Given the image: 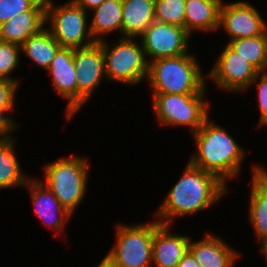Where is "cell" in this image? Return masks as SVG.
Segmentation results:
<instances>
[{
	"label": "cell",
	"instance_id": "obj_34",
	"mask_svg": "<svg viewBox=\"0 0 267 267\" xmlns=\"http://www.w3.org/2000/svg\"><path fill=\"white\" fill-rule=\"evenodd\" d=\"M261 251L263 252L264 254V257H265V263H266V266H267V247H264V248H260Z\"/></svg>",
	"mask_w": 267,
	"mask_h": 267
},
{
	"label": "cell",
	"instance_id": "obj_19",
	"mask_svg": "<svg viewBox=\"0 0 267 267\" xmlns=\"http://www.w3.org/2000/svg\"><path fill=\"white\" fill-rule=\"evenodd\" d=\"M222 2L223 0H185L186 31L191 36L194 31H218Z\"/></svg>",
	"mask_w": 267,
	"mask_h": 267
},
{
	"label": "cell",
	"instance_id": "obj_10",
	"mask_svg": "<svg viewBox=\"0 0 267 267\" xmlns=\"http://www.w3.org/2000/svg\"><path fill=\"white\" fill-rule=\"evenodd\" d=\"M207 78L220 90L229 92H246L251 88L258 70L237 54L227 43L218 55Z\"/></svg>",
	"mask_w": 267,
	"mask_h": 267
},
{
	"label": "cell",
	"instance_id": "obj_15",
	"mask_svg": "<svg viewBox=\"0 0 267 267\" xmlns=\"http://www.w3.org/2000/svg\"><path fill=\"white\" fill-rule=\"evenodd\" d=\"M46 0H39L30 10L20 12L0 24V41L22 45L45 28Z\"/></svg>",
	"mask_w": 267,
	"mask_h": 267
},
{
	"label": "cell",
	"instance_id": "obj_8",
	"mask_svg": "<svg viewBox=\"0 0 267 267\" xmlns=\"http://www.w3.org/2000/svg\"><path fill=\"white\" fill-rule=\"evenodd\" d=\"M87 17V11L73 0L59 6L46 0V27L61 47L75 49L95 43Z\"/></svg>",
	"mask_w": 267,
	"mask_h": 267
},
{
	"label": "cell",
	"instance_id": "obj_29",
	"mask_svg": "<svg viewBox=\"0 0 267 267\" xmlns=\"http://www.w3.org/2000/svg\"><path fill=\"white\" fill-rule=\"evenodd\" d=\"M19 85L11 80L0 78V110L14 111Z\"/></svg>",
	"mask_w": 267,
	"mask_h": 267
},
{
	"label": "cell",
	"instance_id": "obj_21",
	"mask_svg": "<svg viewBox=\"0 0 267 267\" xmlns=\"http://www.w3.org/2000/svg\"><path fill=\"white\" fill-rule=\"evenodd\" d=\"M123 0H105L92 9V20L89 21L91 35L95 42L106 39V35L115 31L121 34Z\"/></svg>",
	"mask_w": 267,
	"mask_h": 267
},
{
	"label": "cell",
	"instance_id": "obj_9",
	"mask_svg": "<svg viewBox=\"0 0 267 267\" xmlns=\"http://www.w3.org/2000/svg\"><path fill=\"white\" fill-rule=\"evenodd\" d=\"M190 38L184 27L156 20L140 36L148 64L157 59L188 53Z\"/></svg>",
	"mask_w": 267,
	"mask_h": 267
},
{
	"label": "cell",
	"instance_id": "obj_18",
	"mask_svg": "<svg viewBox=\"0 0 267 267\" xmlns=\"http://www.w3.org/2000/svg\"><path fill=\"white\" fill-rule=\"evenodd\" d=\"M189 251L194 255L202 267H234L236 259L240 256L223 239L206 233L204 238L196 241L190 239Z\"/></svg>",
	"mask_w": 267,
	"mask_h": 267
},
{
	"label": "cell",
	"instance_id": "obj_13",
	"mask_svg": "<svg viewBox=\"0 0 267 267\" xmlns=\"http://www.w3.org/2000/svg\"><path fill=\"white\" fill-rule=\"evenodd\" d=\"M73 48L61 47L47 69L55 92L67 100V120L77 113V79Z\"/></svg>",
	"mask_w": 267,
	"mask_h": 267
},
{
	"label": "cell",
	"instance_id": "obj_32",
	"mask_svg": "<svg viewBox=\"0 0 267 267\" xmlns=\"http://www.w3.org/2000/svg\"><path fill=\"white\" fill-rule=\"evenodd\" d=\"M77 5L81 6L86 11H91L99 6L105 0H73Z\"/></svg>",
	"mask_w": 267,
	"mask_h": 267
},
{
	"label": "cell",
	"instance_id": "obj_22",
	"mask_svg": "<svg viewBox=\"0 0 267 267\" xmlns=\"http://www.w3.org/2000/svg\"><path fill=\"white\" fill-rule=\"evenodd\" d=\"M15 138L0 140V189L23 187L29 177L22 172L20 161L15 153Z\"/></svg>",
	"mask_w": 267,
	"mask_h": 267
},
{
	"label": "cell",
	"instance_id": "obj_12",
	"mask_svg": "<svg viewBox=\"0 0 267 267\" xmlns=\"http://www.w3.org/2000/svg\"><path fill=\"white\" fill-rule=\"evenodd\" d=\"M220 28H224L227 36H230V41L263 35L267 31V22L262 18L259 10L246 0L230 3L223 1L220 7Z\"/></svg>",
	"mask_w": 267,
	"mask_h": 267
},
{
	"label": "cell",
	"instance_id": "obj_24",
	"mask_svg": "<svg viewBox=\"0 0 267 267\" xmlns=\"http://www.w3.org/2000/svg\"><path fill=\"white\" fill-rule=\"evenodd\" d=\"M227 44L259 72L267 70V31L255 37L233 39Z\"/></svg>",
	"mask_w": 267,
	"mask_h": 267
},
{
	"label": "cell",
	"instance_id": "obj_6",
	"mask_svg": "<svg viewBox=\"0 0 267 267\" xmlns=\"http://www.w3.org/2000/svg\"><path fill=\"white\" fill-rule=\"evenodd\" d=\"M207 86L196 94H153L152 108L160 125L189 127L194 134L209 118Z\"/></svg>",
	"mask_w": 267,
	"mask_h": 267
},
{
	"label": "cell",
	"instance_id": "obj_28",
	"mask_svg": "<svg viewBox=\"0 0 267 267\" xmlns=\"http://www.w3.org/2000/svg\"><path fill=\"white\" fill-rule=\"evenodd\" d=\"M39 0H0V24L16 14L30 10Z\"/></svg>",
	"mask_w": 267,
	"mask_h": 267
},
{
	"label": "cell",
	"instance_id": "obj_14",
	"mask_svg": "<svg viewBox=\"0 0 267 267\" xmlns=\"http://www.w3.org/2000/svg\"><path fill=\"white\" fill-rule=\"evenodd\" d=\"M29 178L26 190H29L32 206L35 207V215L42 221L43 225L52 228L58 236L65 234L64 226L73 216L69 213L53 192L40 179ZM37 180V181H36Z\"/></svg>",
	"mask_w": 267,
	"mask_h": 267
},
{
	"label": "cell",
	"instance_id": "obj_2",
	"mask_svg": "<svg viewBox=\"0 0 267 267\" xmlns=\"http://www.w3.org/2000/svg\"><path fill=\"white\" fill-rule=\"evenodd\" d=\"M192 136L196 150L189 161L193 165L216 175L226 185L239 178L246 152L225 128L208 118Z\"/></svg>",
	"mask_w": 267,
	"mask_h": 267
},
{
	"label": "cell",
	"instance_id": "obj_27",
	"mask_svg": "<svg viewBox=\"0 0 267 267\" xmlns=\"http://www.w3.org/2000/svg\"><path fill=\"white\" fill-rule=\"evenodd\" d=\"M255 83L257 87L258 109L260 110L257 128L260 129L262 126H267V70L258 72L256 78L251 83V87Z\"/></svg>",
	"mask_w": 267,
	"mask_h": 267
},
{
	"label": "cell",
	"instance_id": "obj_11",
	"mask_svg": "<svg viewBox=\"0 0 267 267\" xmlns=\"http://www.w3.org/2000/svg\"><path fill=\"white\" fill-rule=\"evenodd\" d=\"M77 79V113L88 102L94 91L106 80L102 45L75 48L73 53Z\"/></svg>",
	"mask_w": 267,
	"mask_h": 267
},
{
	"label": "cell",
	"instance_id": "obj_25",
	"mask_svg": "<svg viewBox=\"0 0 267 267\" xmlns=\"http://www.w3.org/2000/svg\"><path fill=\"white\" fill-rule=\"evenodd\" d=\"M154 19L185 28V0H155Z\"/></svg>",
	"mask_w": 267,
	"mask_h": 267
},
{
	"label": "cell",
	"instance_id": "obj_5",
	"mask_svg": "<svg viewBox=\"0 0 267 267\" xmlns=\"http://www.w3.org/2000/svg\"><path fill=\"white\" fill-rule=\"evenodd\" d=\"M102 45L107 80L135 86L148 77V62L140 38L120 37ZM114 44V45H113ZM111 45V46H110Z\"/></svg>",
	"mask_w": 267,
	"mask_h": 267
},
{
	"label": "cell",
	"instance_id": "obj_20",
	"mask_svg": "<svg viewBox=\"0 0 267 267\" xmlns=\"http://www.w3.org/2000/svg\"><path fill=\"white\" fill-rule=\"evenodd\" d=\"M155 0H123L120 37L139 38L155 21Z\"/></svg>",
	"mask_w": 267,
	"mask_h": 267
},
{
	"label": "cell",
	"instance_id": "obj_17",
	"mask_svg": "<svg viewBox=\"0 0 267 267\" xmlns=\"http://www.w3.org/2000/svg\"><path fill=\"white\" fill-rule=\"evenodd\" d=\"M252 180L249 199V222L261 245L267 247V169L252 165Z\"/></svg>",
	"mask_w": 267,
	"mask_h": 267
},
{
	"label": "cell",
	"instance_id": "obj_1",
	"mask_svg": "<svg viewBox=\"0 0 267 267\" xmlns=\"http://www.w3.org/2000/svg\"><path fill=\"white\" fill-rule=\"evenodd\" d=\"M228 191V186L216 175L203 171L188 160L183 174L154 213L155 218L161 224L171 225L177 217L211 208Z\"/></svg>",
	"mask_w": 267,
	"mask_h": 267
},
{
	"label": "cell",
	"instance_id": "obj_7",
	"mask_svg": "<svg viewBox=\"0 0 267 267\" xmlns=\"http://www.w3.org/2000/svg\"><path fill=\"white\" fill-rule=\"evenodd\" d=\"M138 224H117L116 242L104 257L113 267L152 266L155 221Z\"/></svg>",
	"mask_w": 267,
	"mask_h": 267
},
{
	"label": "cell",
	"instance_id": "obj_26",
	"mask_svg": "<svg viewBox=\"0 0 267 267\" xmlns=\"http://www.w3.org/2000/svg\"><path fill=\"white\" fill-rule=\"evenodd\" d=\"M20 52V45L0 41V78L19 84L20 80L18 81L12 77V74L19 65L20 56L22 55Z\"/></svg>",
	"mask_w": 267,
	"mask_h": 267
},
{
	"label": "cell",
	"instance_id": "obj_30",
	"mask_svg": "<svg viewBox=\"0 0 267 267\" xmlns=\"http://www.w3.org/2000/svg\"><path fill=\"white\" fill-rule=\"evenodd\" d=\"M9 112L14 111L0 110V140L12 138L14 130L18 127V122L10 116Z\"/></svg>",
	"mask_w": 267,
	"mask_h": 267
},
{
	"label": "cell",
	"instance_id": "obj_23",
	"mask_svg": "<svg viewBox=\"0 0 267 267\" xmlns=\"http://www.w3.org/2000/svg\"><path fill=\"white\" fill-rule=\"evenodd\" d=\"M60 48L61 45L45 27L38 34L29 37L21 45V52L38 67L47 71Z\"/></svg>",
	"mask_w": 267,
	"mask_h": 267
},
{
	"label": "cell",
	"instance_id": "obj_16",
	"mask_svg": "<svg viewBox=\"0 0 267 267\" xmlns=\"http://www.w3.org/2000/svg\"><path fill=\"white\" fill-rule=\"evenodd\" d=\"M152 246V265L156 267H177L189 250L191 237L172 234L171 225L161 224L156 218Z\"/></svg>",
	"mask_w": 267,
	"mask_h": 267
},
{
	"label": "cell",
	"instance_id": "obj_31",
	"mask_svg": "<svg viewBox=\"0 0 267 267\" xmlns=\"http://www.w3.org/2000/svg\"><path fill=\"white\" fill-rule=\"evenodd\" d=\"M177 267H202L194 255L188 250Z\"/></svg>",
	"mask_w": 267,
	"mask_h": 267
},
{
	"label": "cell",
	"instance_id": "obj_3",
	"mask_svg": "<svg viewBox=\"0 0 267 267\" xmlns=\"http://www.w3.org/2000/svg\"><path fill=\"white\" fill-rule=\"evenodd\" d=\"M195 54L161 58L149 63L147 80L153 94H196L206 86V77Z\"/></svg>",
	"mask_w": 267,
	"mask_h": 267
},
{
	"label": "cell",
	"instance_id": "obj_4",
	"mask_svg": "<svg viewBox=\"0 0 267 267\" xmlns=\"http://www.w3.org/2000/svg\"><path fill=\"white\" fill-rule=\"evenodd\" d=\"M86 157L70 155L47 163L43 182L72 215L82 203L88 187L89 162Z\"/></svg>",
	"mask_w": 267,
	"mask_h": 267
},
{
	"label": "cell",
	"instance_id": "obj_33",
	"mask_svg": "<svg viewBox=\"0 0 267 267\" xmlns=\"http://www.w3.org/2000/svg\"><path fill=\"white\" fill-rule=\"evenodd\" d=\"M98 267H113L104 257Z\"/></svg>",
	"mask_w": 267,
	"mask_h": 267
}]
</instances>
